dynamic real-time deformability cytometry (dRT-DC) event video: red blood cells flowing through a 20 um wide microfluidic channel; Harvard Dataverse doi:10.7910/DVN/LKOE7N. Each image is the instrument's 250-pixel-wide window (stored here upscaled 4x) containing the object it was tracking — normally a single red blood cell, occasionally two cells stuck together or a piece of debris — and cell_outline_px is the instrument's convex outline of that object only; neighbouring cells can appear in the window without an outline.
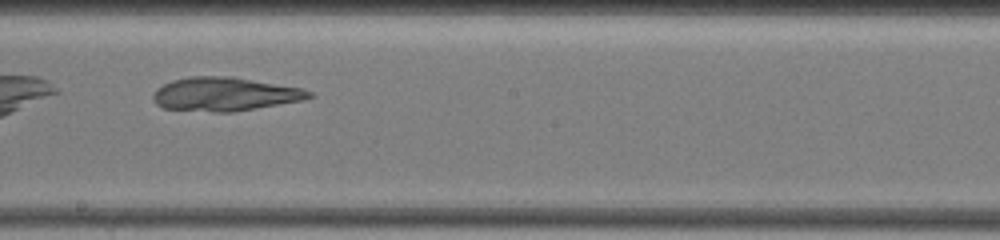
{"species": "common noctule bat (a hibernating species)", "species_latin": "Nyctalus noctula", "temperature_condition": "warm", "stored_images_in_passage": 49, "camera_frame_rate_fps": 3000, "um_per_image_px": 0.085, "animal": {"sex": "female", "body_mass_g": 19.5, "forearm_length_mm": 54.1}, "frame": {"image": 1, "passage_image": 26, "time_ms": 7.667, "image_size_px": [1000, 240], "cell_outline_px": [[316, 96], [304, 100], [232, 112], [212, 112], [164, 108], [156, 104], [152, 100], [152, 96], [156, 88], [172, 80], [188, 76], [232, 76], [300, 88], [312, 92]], "centroid_in_image_um": [19.08, 8.0], "position_along_channel_um": 229.1, "area_um2": 30.69}}